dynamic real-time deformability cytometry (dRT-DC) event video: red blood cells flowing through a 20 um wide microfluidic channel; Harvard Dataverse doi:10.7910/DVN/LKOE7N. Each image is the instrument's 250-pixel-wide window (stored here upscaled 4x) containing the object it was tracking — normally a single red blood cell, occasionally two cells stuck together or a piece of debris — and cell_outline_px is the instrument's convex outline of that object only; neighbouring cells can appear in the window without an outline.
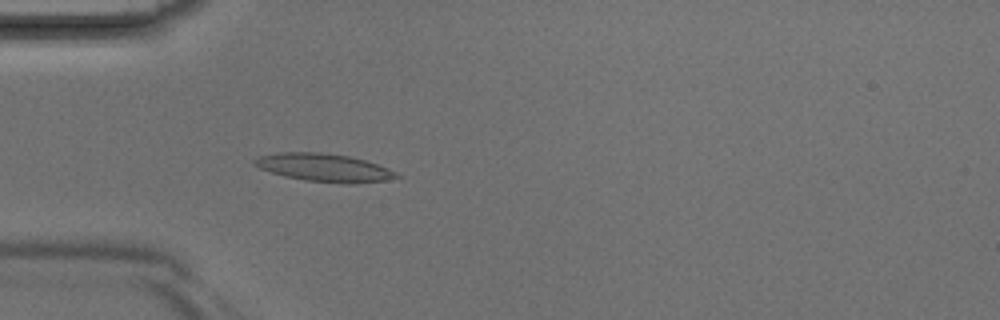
{"species": "Egyptian fruit bat (a non-hibernating species)", "species_latin": "Rousettus aegyptiacus", "temperature_condition": "room temperature", "stored_images_in_passage": 3, "camera_frame_rate_fps": 3000, "um_per_image_px": 0.085, "animal": {"sex": "male"}, "frame": {"image": 1, "passage_image": 3, "time_ms": 0.667, "image_size_px": [1000, 320], "cell_outline_px": [[400, 176], [384, 180], [352, 184], [348, 184], [304, 180], [284, 176], [260, 168], [252, 164], [252, 160], [256, 156], [280, 152], [320, 152], [348, 156], [364, 160], [388, 168], [396, 172]], "centroid_in_image_um": [27.49, 14.24], "position_along_channel_um": 57.5, "area_um2": 23.06}}